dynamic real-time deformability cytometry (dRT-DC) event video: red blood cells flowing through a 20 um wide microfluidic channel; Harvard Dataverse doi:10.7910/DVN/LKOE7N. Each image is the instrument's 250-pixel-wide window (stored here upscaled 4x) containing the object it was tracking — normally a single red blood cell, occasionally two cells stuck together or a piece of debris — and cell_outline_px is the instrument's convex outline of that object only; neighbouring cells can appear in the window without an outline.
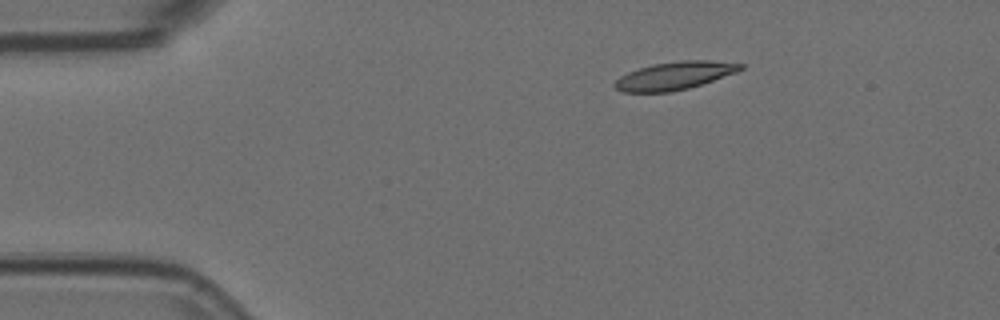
{"species": "Egyptian fruit bat (a non-hibernating species)", "species_latin": "Rousettus aegyptiacus", "temperature_condition": "room temperature", "stored_images_in_passage": 3, "camera_frame_rate_fps": 3000, "um_per_image_px": 0.085, "animal": {"sex": "female"}, "frame": {"image": 1, "passage_image": 1, "time_ms": 0.0, "image_size_px": [1000, 320], "cell_outline_px": [[744, 68], [736, 72], [688, 88], [672, 92], [620, 92], [612, 84], [620, 76], [628, 72], [652, 64], [680, 60], [708, 60], [744, 64]], "centroid_in_image_um": [57.3, 6.43], "position_along_channel_um": 27.7, "area_um2": 20.35}}
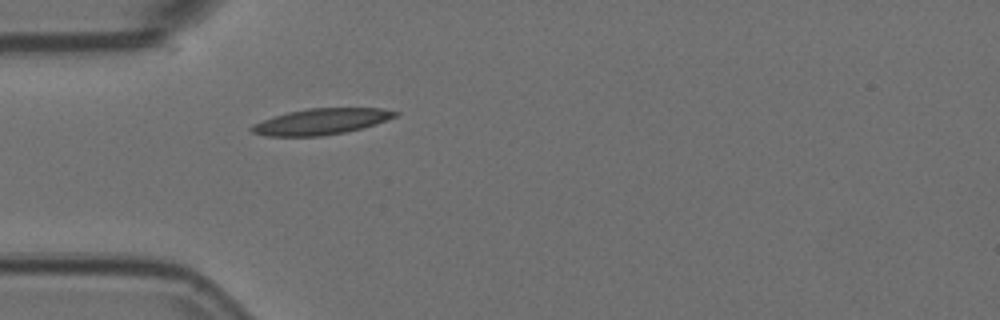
{"frame": {"image": 2, "passage_image": 3, "time_ms": 0.667, "image_size_px": [1000, 320], "cell_outline_px": [[400, 112], [396, 116], [376, 124], [344, 132], [320, 136], [264, 136], [252, 132], [248, 128], [252, 124], [288, 112], [308, 108], [380, 108]], "centroid_in_image_um": [27.28, 10.33], "position_along_channel_um": 57.7, "area_um2": 21.56}}